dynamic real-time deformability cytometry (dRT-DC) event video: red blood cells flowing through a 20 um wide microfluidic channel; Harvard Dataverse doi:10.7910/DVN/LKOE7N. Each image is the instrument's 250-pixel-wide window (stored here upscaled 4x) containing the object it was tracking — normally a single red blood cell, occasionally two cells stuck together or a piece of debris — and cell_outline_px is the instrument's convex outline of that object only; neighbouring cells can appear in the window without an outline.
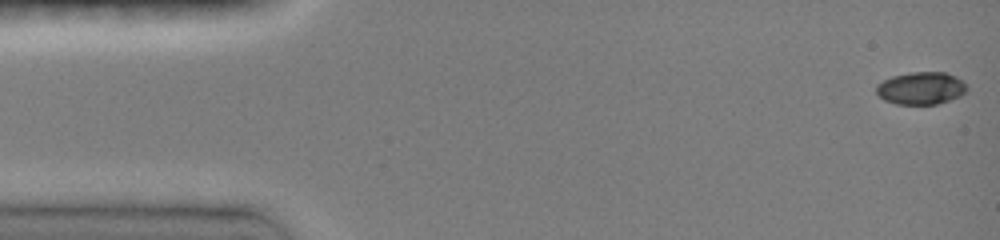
{"species": "common noctule bat (a hibernating species)", "species_latin": "Nyctalus noctula", "temperature_condition": "room temperature", "stored_images_in_passage": 34, "camera_frame_rate_fps": 3000, "um_per_image_px": 0.085, "animal": {"sex": "female", "body_mass_g": 19.0, "forearm_length_mm": 51.5}, "frame": {"image": 1, "passage_image": 1, "time_ms": 0.0, "image_size_px": [1000, 240], "cell_outline_px": [[968, 88], [960, 96], [936, 104], [896, 104], [884, 100], [876, 92], [876, 84], [892, 76], [912, 72], [944, 72], [956, 76]], "centroid_in_image_um": [78.26, 7.49], "position_along_channel_um": 6.7, "area_um2": 16.99}}
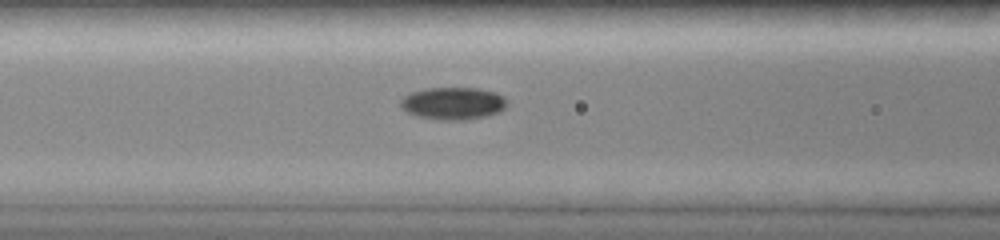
{"frame": {"image": 2, "passage_image": 16, "time_ms": 6.0, "image_size_px": [1000, 240], "cell_outline_px": [[508, 104], [500, 112], [488, 116], [464, 120], [444, 120], [416, 116], [408, 112], [400, 104], [400, 100], [404, 96], [412, 92], [428, 88], [476, 88], [496, 92], [504, 96], [508, 100]], "centroid_in_image_um": [38.57, 8.79], "position_along_channel_um": 128.0, "area_um2": 20.17}}
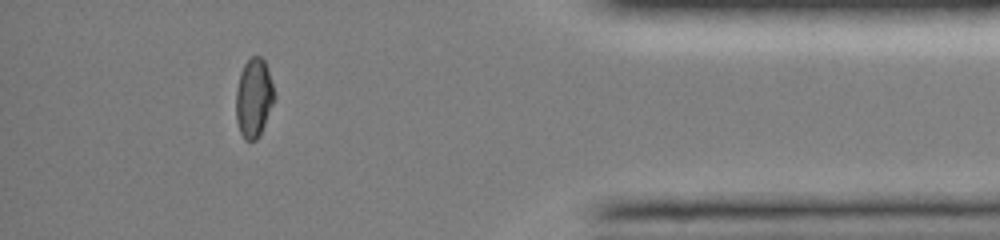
{"frame": {"image": 3, "passage_image": 31, "time_ms": 13.667, "image_size_px": [1000, 240], "cell_outline_px": [[276, 96], [264, 124], [256, 140], [244, 140], [240, 132], [236, 120], [236, 88], [240, 72], [244, 64], [252, 56], [260, 56], [264, 60], [268, 68], [276, 92]], "centroid_in_image_um": [21.58, 8.28], "position_along_channel_um": 413.6, "area_um2": 17.74}, "authors_computed_cell_mechanics": {"area_um2": 18.5249, "velocity_mm_per_s": 4.08, "shape_relaxation_time_tau1_ms": null, "shape_relaxation_time_tau2_ms": 5.4318, "deformation_change_tau1": null, "deformation_change_tau2": 0.0324}}